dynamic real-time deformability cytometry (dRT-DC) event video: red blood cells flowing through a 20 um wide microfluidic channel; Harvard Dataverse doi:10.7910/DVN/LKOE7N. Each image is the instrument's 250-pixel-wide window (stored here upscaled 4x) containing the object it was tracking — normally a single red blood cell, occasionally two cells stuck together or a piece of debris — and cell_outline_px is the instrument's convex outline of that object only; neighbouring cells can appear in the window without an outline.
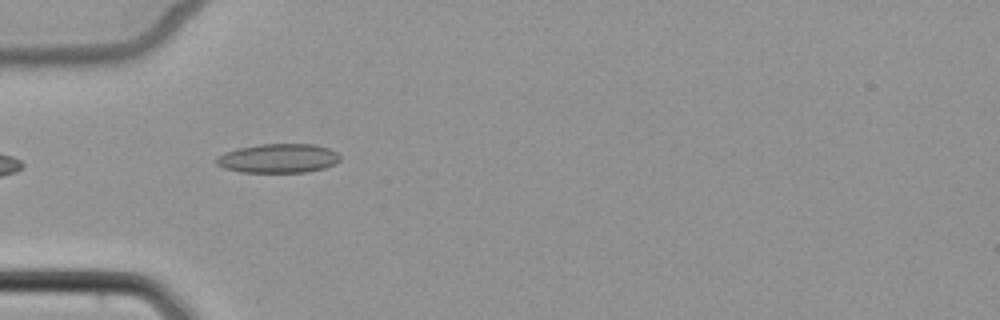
{"species": "common noctule bat (a hibernating species)", "species_latin": "Nyctalus noctula", "temperature_condition": "cold", "stored_images_in_passage": 6, "camera_frame_rate_fps": 3000, "um_per_image_px": 0.085, "animal": {"sex": "female", "body_mass_g": 22.7, "forearm_length_mm": 54.2}, "frame": {"image": 1, "passage_image": 5, "time_ms": 4.667, "image_size_px": [1000, 320], "cell_outline_px": [[340, 160], [336, 164], [324, 168], [304, 172], [240, 172], [224, 168], [216, 164], [216, 156], [224, 152], [240, 148], [260, 144], [316, 144], [328, 148], [336, 152], [340, 156]], "centroid_in_image_um": [23.66, 13.46], "position_along_channel_um": 61.3, "area_um2": 21.04}}
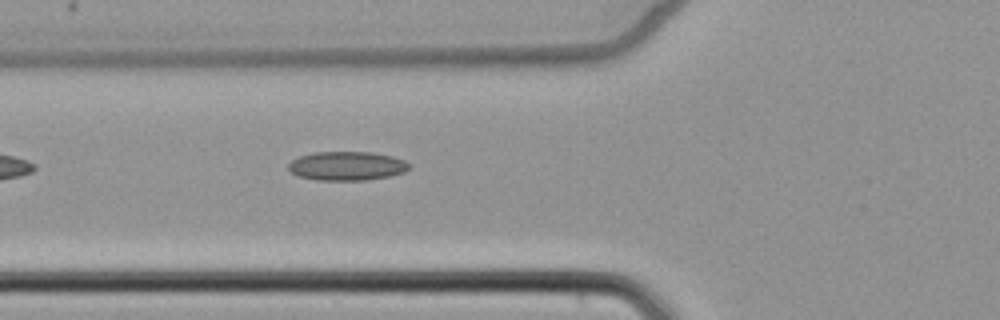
{"frame": {"image": 2, "passage_image": 6, "time_ms": 5.667, "image_size_px": [1000, 320], "cell_outline_px": [[412, 164], [404, 172], [388, 176], [364, 180], [316, 180], [300, 176], [292, 172], [288, 168], [288, 164], [292, 160], [300, 156], [316, 152], [372, 152], [392, 156], [404, 160]], "centroid_in_image_um": [29.5, 14.1], "position_along_channel_um": 96.3, "area_um2": 20.23}}